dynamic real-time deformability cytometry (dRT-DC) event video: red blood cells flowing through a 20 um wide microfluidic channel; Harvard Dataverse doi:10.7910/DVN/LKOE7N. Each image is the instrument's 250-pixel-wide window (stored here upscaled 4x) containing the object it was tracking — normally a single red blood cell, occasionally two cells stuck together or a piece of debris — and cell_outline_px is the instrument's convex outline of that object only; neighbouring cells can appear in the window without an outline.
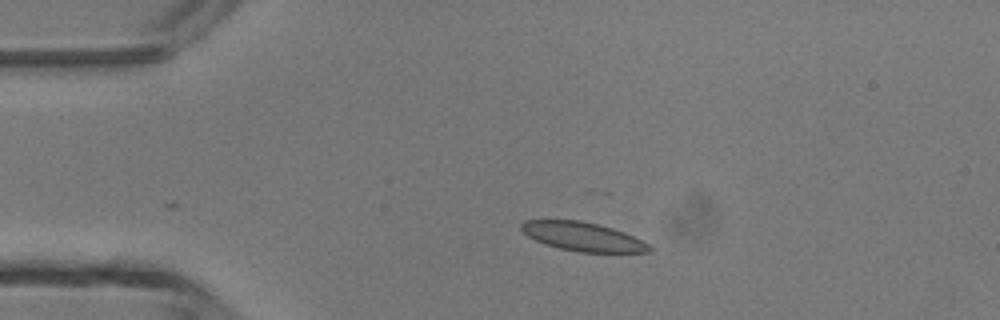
{"species": "common noctule bat (a hibernating species)", "species_latin": "Nyctalus noctula", "temperature_condition": "room temperature", "stored_images_in_passage": 29, "camera_frame_rate_fps": 3000, "um_per_image_px": 0.085, "animal": {"sex": "male", "body_mass_g": 13.3}, "frame": {"image": 1, "passage_image": 1, "time_ms": 0.0, "image_size_px": [1000, 320], "cell_outline_px": [[656, 248], [652, 252], [580, 252], [560, 248], [536, 240], [528, 236], [520, 228], [520, 224], [524, 220], [580, 220], [612, 228], [624, 232]], "centroid_in_image_um": [49.56, 20.11], "position_along_channel_um": 35.4, "area_um2": 21.27}}
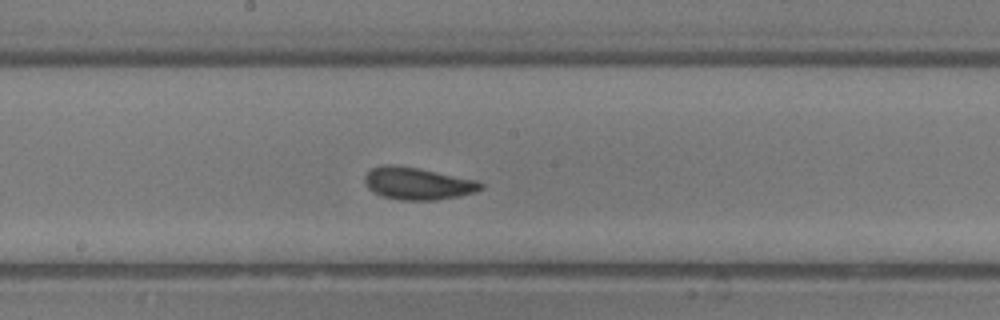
{"frame": {"image": 2, "passage_image": 16, "time_ms": 5.0, "image_size_px": [1000, 320], "cell_outline_px": [[484, 188], [476, 192], [460, 196], [436, 200], [400, 200], [380, 196], [368, 188], [364, 184], [364, 176], [372, 168], [384, 164], [392, 164], [420, 168], [480, 180], [484, 184]], "centroid_in_image_um": [35.53, 15.59], "position_along_channel_um": 212.7, "area_um2": 22.31}}
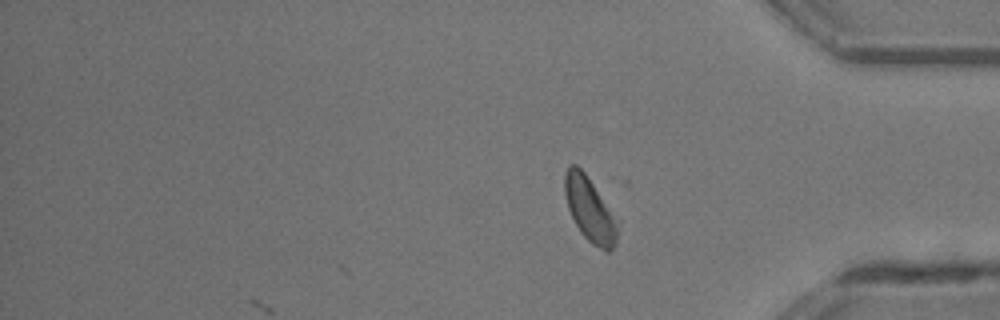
{"frame": {"image": 3, "passage_image": 29, "time_ms": 9.333, "image_size_px": [1000, 320], "cell_outline_px": [[620, 220], [616, 244], [608, 252], [592, 244], [580, 232], [568, 208], [564, 192], [564, 176], [568, 168], [572, 164], [576, 164], [584, 172]], "centroid_in_image_um": [50.18, 17.83], "position_along_channel_um": 385.0, "area_um2": 20.0}, "authors_computed_cell_mechanics": {"area_um2": 21.675, "velocity_mm_per_s": 4.3133, "shape_relaxation_time_tau1_ms": 3.1349, "shape_relaxation_time_tau2_ms": 1.2126, "deformation_change_tau1": 0.102, "deformation_change_tau2": 0.0513}}